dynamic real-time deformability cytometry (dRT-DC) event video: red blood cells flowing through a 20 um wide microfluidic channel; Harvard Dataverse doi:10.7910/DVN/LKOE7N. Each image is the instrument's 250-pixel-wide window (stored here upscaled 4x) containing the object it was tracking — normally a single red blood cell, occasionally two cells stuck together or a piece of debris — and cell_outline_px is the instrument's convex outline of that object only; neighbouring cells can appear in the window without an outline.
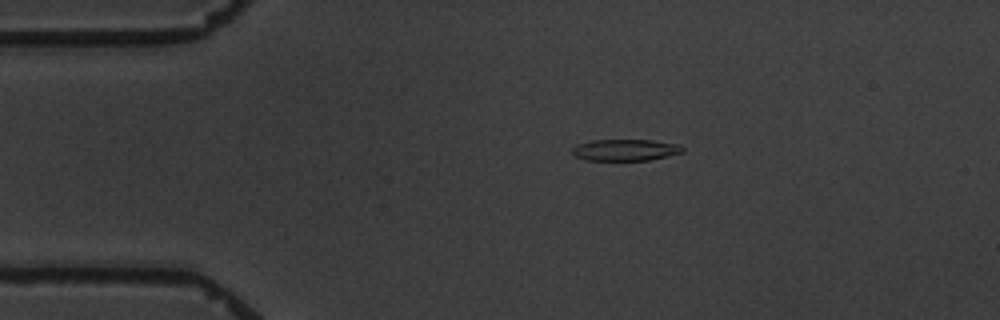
{"species": "common noctule bat (a hibernating species)", "species_latin": "Nyctalus noctula", "temperature_condition": "warm", "stored_images_in_passage": 9, "camera_frame_rate_fps": 3000, "um_per_image_px": 0.085, "animal": {"sex": "male", "body_mass_g": 19.5, "forearm_length_mm": 54.6}, "frame": {"image": 1, "passage_image": 4, "time_ms": 3.333, "image_size_px": [1000, 320], "cell_outline_px": [[684, 152], [648, 160], [584, 160], [572, 156], [572, 148], [576, 144], [592, 140], [652, 140], [680, 144], [684, 148]], "centroid_in_image_um": [53.12, 12.74], "position_along_channel_um": 31.9, "area_um2": 13.99}}
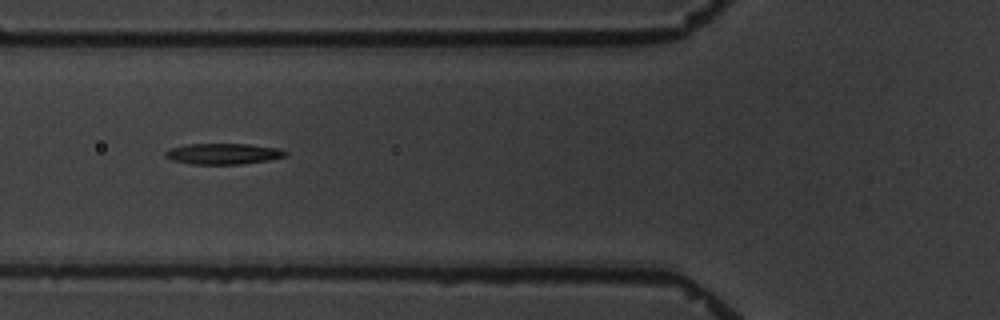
{"frame": {"image": 2, "passage_image": 7, "time_ms": 6.667, "image_size_px": [1000, 320], "cell_outline_px": [[288, 156], [268, 160], [240, 164], [192, 164], [172, 160], [164, 156], [164, 152], [172, 148], [188, 144], [248, 144], [276, 148], [288, 152]], "centroid_in_image_um": [18.98, 13.07], "position_along_channel_um": 106.8, "area_um2": 14.51}}
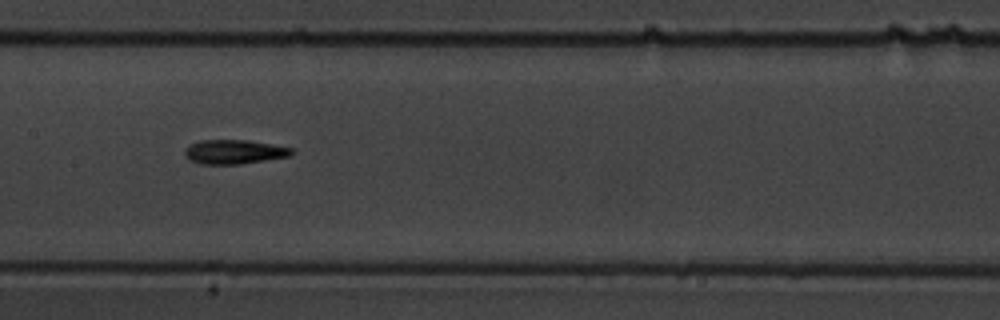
{"frame": {"image": 3, "passage_image": 9, "time_ms": 9.0, "image_size_px": [1000, 320], "cell_outline_px": [[296, 152], [288, 156], [240, 164], [200, 164], [188, 160], [184, 152], [184, 148], [188, 144], [200, 140], [248, 140], [292, 148]], "centroid_in_image_um": [19.84, 12.9], "position_along_channel_um": 187.6, "area_um2": 15.14}}